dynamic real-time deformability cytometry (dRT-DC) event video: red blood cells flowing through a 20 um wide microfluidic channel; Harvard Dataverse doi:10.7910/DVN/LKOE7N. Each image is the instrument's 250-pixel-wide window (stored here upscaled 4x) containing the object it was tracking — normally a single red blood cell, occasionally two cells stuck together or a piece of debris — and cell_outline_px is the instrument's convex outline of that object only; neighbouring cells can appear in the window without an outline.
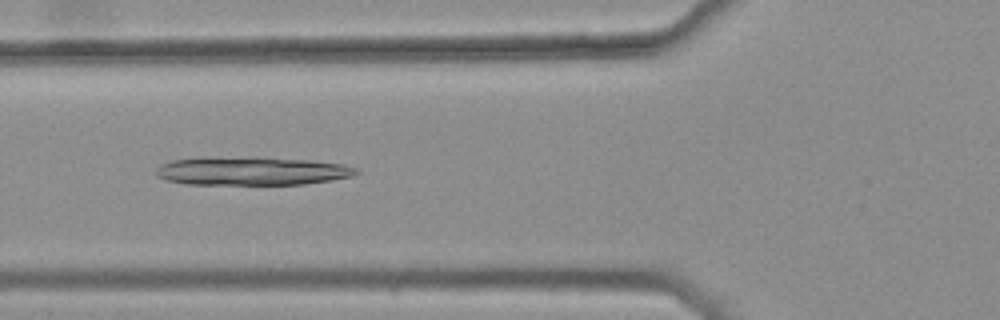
{"species": "common noctule bat (a hibernating species)", "species_latin": "Nyctalus noctula", "temperature_condition": "warm", "stored_images_in_passage": 43, "camera_frame_rate_fps": 3000, "um_per_image_px": 0.085, "animal": {"sex": "female", "body_mass_g": 25.1}, "frame": {"image": 1, "passage_image": 17, "time_ms": 5.333, "image_size_px": [1000, 320], "cell_outline_px": [[360, 172], [352, 176], [332, 180], [304, 184], [184, 184], [164, 180], [156, 176], [156, 168], [160, 164], [172, 160], [200, 156], [256, 156], [308, 160], [344, 164], [356, 168]], "centroid_in_image_um": [21.32, 14.51], "position_along_channel_um": 104.5, "area_um2": 33.99}}
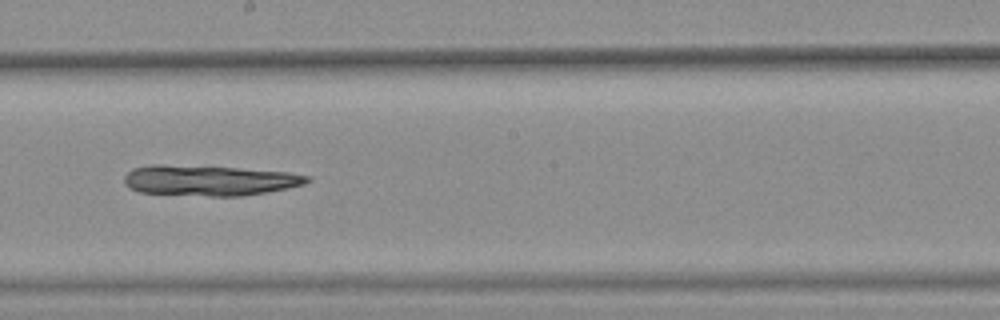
{"frame": {"image": 2, "passage_image": 27, "time_ms": 8.667, "image_size_px": [1000, 320], "cell_outline_px": [[312, 180], [304, 184], [288, 188], [240, 196], [208, 196], [140, 192], [124, 184], [124, 176], [132, 168], [152, 164], [160, 164], [236, 168], [288, 172], [312, 176]], "centroid_in_image_um": [17.79, 15.33], "position_along_channel_um": 230.4, "area_um2": 32.37}}
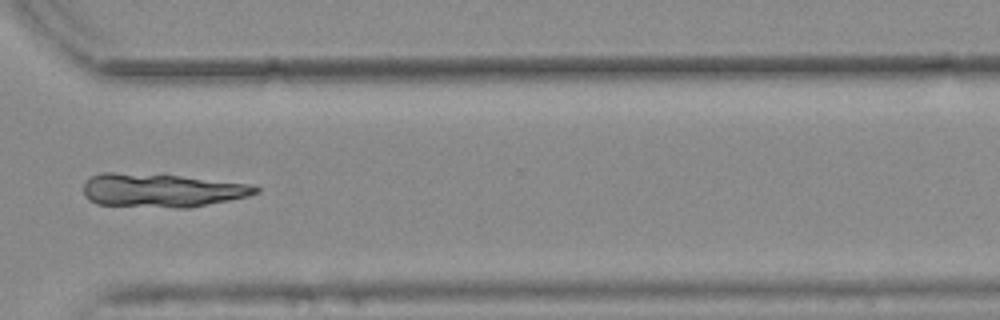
{"frame": {"image": 3, "passage_image": 37, "time_ms": 12.0, "image_size_px": [1000, 320], "cell_outline_px": [[260, 192], [248, 196], [188, 208], [176, 208], [96, 204], [88, 200], [84, 196], [84, 184], [92, 176], [100, 172], [112, 172], [180, 176], [248, 184], [260, 188]], "centroid_in_image_um": [13.7, 16.18], "position_along_channel_um": 356.9, "area_um2": 33.47}}